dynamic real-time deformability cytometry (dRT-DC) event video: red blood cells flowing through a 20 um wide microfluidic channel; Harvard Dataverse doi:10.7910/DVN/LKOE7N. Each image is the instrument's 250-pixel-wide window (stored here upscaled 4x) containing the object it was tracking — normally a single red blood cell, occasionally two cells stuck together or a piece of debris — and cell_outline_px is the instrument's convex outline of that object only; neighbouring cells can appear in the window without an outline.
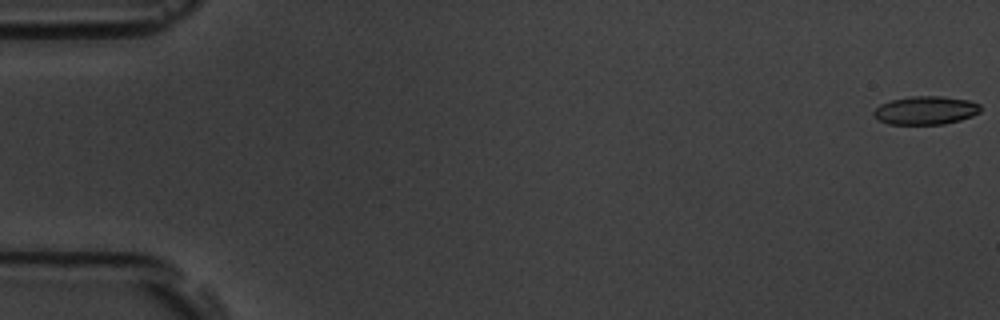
{"species": "common noctule bat (a hibernating species)", "species_latin": "Nyctalus noctula", "temperature_condition": "room temperature", "stored_images_in_passage": 11, "camera_frame_rate_fps": 3000, "um_per_image_px": 0.085, "animal": {"sex": "male", "body_mass_g": 19.5, "forearm_length_mm": 54.6}, "frame": {"image": 1, "passage_image": 1, "time_ms": 0.0, "image_size_px": [1000, 320], "cell_outline_px": [[980, 112], [972, 116], [960, 120], [944, 124], [888, 124], [880, 120], [872, 112], [880, 104], [892, 100], [912, 96], [944, 96], [968, 100], [980, 104]], "centroid_in_image_um": [78.7, 9.37], "position_along_channel_um": 6.3, "area_um2": 17.57}}
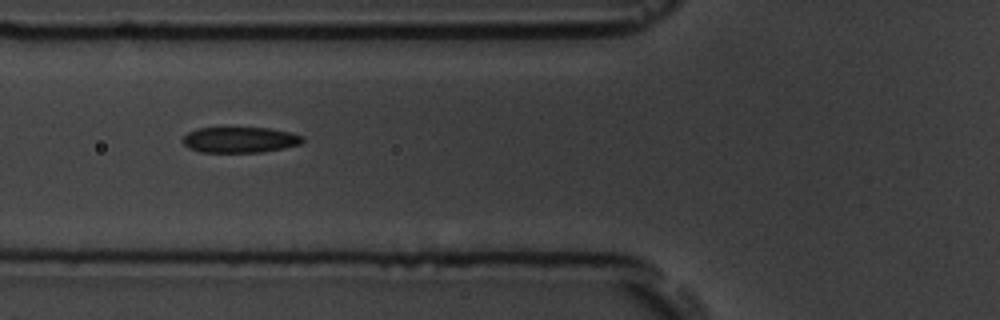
{"frame": {"image": 2, "passage_image": 6, "time_ms": 1.667, "image_size_px": [1000, 320], "cell_outline_px": [[304, 140], [300, 144], [284, 148], [260, 152], [200, 152], [188, 148], [180, 140], [188, 132], [196, 128], [268, 128], [292, 132], [304, 136]], "centroid_in_image_um": [20.38, 11.88], "position_along_channel_um": 105.4, "area_um2": 18.09}}
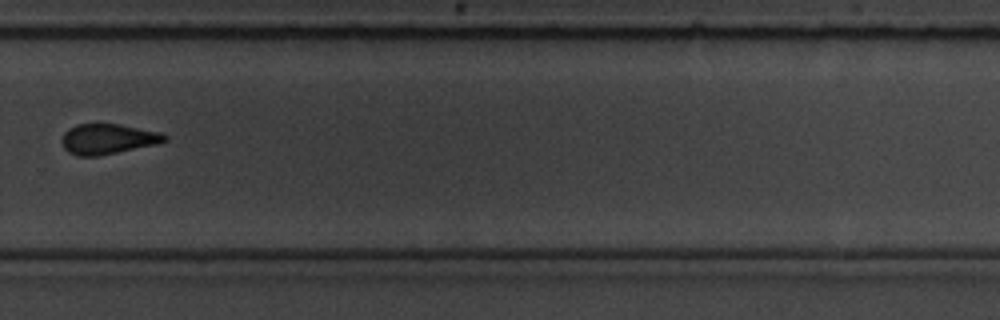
{"frame": {"image": 3, "passage_image": 11, "time_ms": 3.333, "image_size_px": [1000, 320], "cell_outline_px": [[168, 140], [156, 144], [96, 156], [76, 156], [68, 152], [64, 148], [60, 140], [64, 132], [68, 128], [76, 124], [120, 124], [164, 132], [168, 136]], "centroid_in_image_um": [9.17, 11.8], "position_along_channel_um": 320.6, "area_um2": 18.32}}